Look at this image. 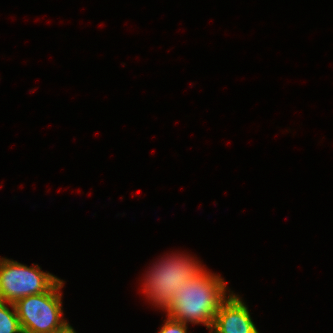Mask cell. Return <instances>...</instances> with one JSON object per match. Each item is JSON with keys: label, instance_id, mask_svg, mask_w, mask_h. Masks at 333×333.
Listing matches in <instances>:
<instances>
[{"label": "cell", "instance_id": "cell-7", "mask_svg": "<svg viewBox=\"0 0 333 333\" xmlns=\"http://www.w3.org/2000/svg\"><path fill=\"white\" fill-rule=\"evenodd\" d=\"M187 325L167 317L158 333H187Z\"/></svg>", "mask_w": 333, "mask_h": 333}, {"label": "cell", "instance_id": "cell-1", "mask_svg": "<svg viewBox=\"0 0 333 333\" xmlns=\"http://www.w3.org/2000/svg\"><path fill=\"white\" fill-rule=\"evenodd\" d=\"M226 286L221 276L204 268L176 289L170 306L165 310L166 316L185 324H203L210 331L218 308L233 292Z\"/></svg>", "mask_w": 333, "mask_h": 333}, {"label": "cell", "instance_id": "cell-3", "mask_svg": "<svg viewBox=\"0 0 333 333\" xmlns=\"http://www.w3.org/2000/svg\"><path fill=\"white\" fill-rule=\"evenodd\" d=\"M64 281L59 279L47 292L30 295L14 303L23 333H62L69 326L63 318Z\"/></svg>", "mask_w": 333, "mask_h": 333}, {"label": "cell", "instance_id": "cell-4", "mask_svg": "<svg viewBox=\"0 0 333 333\" xmlns=\"http://www.w3.org/2000/svg\"><path fill=\"white\" fill-rule=\"evenodd\" d=\"M59 279L41 271L37 264L28 267L0 257V300L4 302L15 303L21 298L47 292Z\"/></svg>", "mask_w": 333, "mask_h": 333}, {"label": "cell", "instance_id": "cell-6", "mask_svg": "<svg viewBox=\"0 0 333 333\" xmlns=\"http://www.w3.org/2000/svg\"><path fill=\"white\" fill-rule=\"evenodd\" d=\"M0 333H23L14 303L0 300Z\"/></svg>", "mask_w": 333, "mask_h": 333}, {"label": "cell", "instance_id": "cell-5", "mask_svg": "<svg viewBox=\"0 0 333 333\" xmlns=\"http://www.w3.org/2000/svg\"><path fill=\"white\" fill-rule=\"evenodd\" d=\"M256 330L247 305L232 292L218 308L210 333H254Z\"/></svg>", "mask_w": 333, "mask_h": 333}, {"label": "cell", "instance_id": "cell-2", "mask_svg": "<svg viewBox=\"0 0 333 333\" xmlns=\"http://www.w3.org/2000/svg\"><path fill=\"white\" fill-rule=\"evenodd\" d=\"M201 265L194 257L185 254L162 257L143 279V293L152 305L155 304V307L165 311L170 306L176 289L205 268Z\"/></svg>", "mask_w": 333, "mask_h": 333}, {"label": "cell", "instance_id": "cell-8", "mask_svg": "<svg viewBox=\"0 0 333 333\" xmlns=\"http://www.w3.org/2000/svg\"><path fill=\"white\" fill-rule=\"evenodd\" d=\"M62 333H77L74 328L70 325L64 332Z\"/></svg>", "mask_w": 333, "mask_h": 333}]
</instances>
